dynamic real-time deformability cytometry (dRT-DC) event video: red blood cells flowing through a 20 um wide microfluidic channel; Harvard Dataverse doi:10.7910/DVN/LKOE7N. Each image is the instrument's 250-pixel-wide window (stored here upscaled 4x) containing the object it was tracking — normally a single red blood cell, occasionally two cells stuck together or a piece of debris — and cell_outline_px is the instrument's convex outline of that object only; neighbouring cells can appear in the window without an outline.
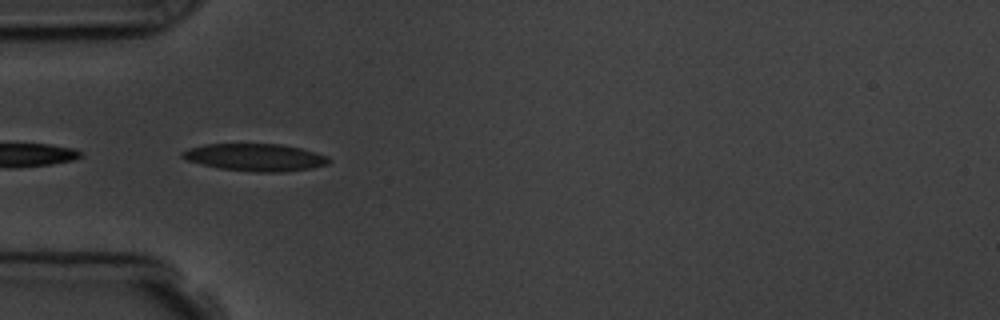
{"species": "common noctule bat (a hibernating species)", "species_latin": "Nyctalus noctula", "temperature_condition": "room temperature", "stored_images_in_passage": 5, "camera_frame_rate_fps": 3000, "um_per_image_px": 0.085, "animal": {"sex": "male", "body_mass_g": 19.5, "forearm_length_mm": 54.6}, "frame": {"image": 1, "passage_image": 4, "time_ms": 4.333, "image_size_px": [1000, 320], "cell_outline_px": [[332, 160], [328, 164], [312, 168], [284, 172], [256, 172], [220, 168], [188, 160], [180, 156], [180, 152], [188, 148], [204, 144], [280, 144], [300, 148], [316, 152], [328, 156]], "centroid_in_image_um": [21.73, 13.37], "position_along_channel_um": 63.3, "area_um2": 23.35}}